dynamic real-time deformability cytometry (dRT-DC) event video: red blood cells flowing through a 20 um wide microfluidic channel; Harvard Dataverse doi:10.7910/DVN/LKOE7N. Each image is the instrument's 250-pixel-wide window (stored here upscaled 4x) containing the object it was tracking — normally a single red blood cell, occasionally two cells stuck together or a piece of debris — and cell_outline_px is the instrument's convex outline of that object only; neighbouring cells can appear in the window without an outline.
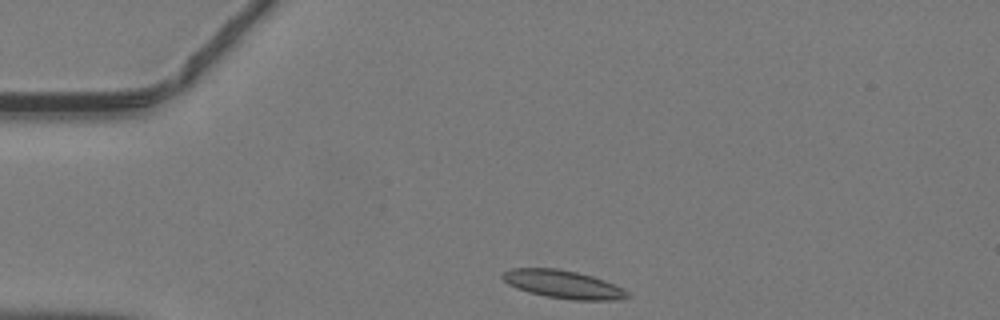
{"species": "common noctule bat (a hibernating species)", "species_latin": "Nyctalus noctula", "temperature_condition": "warm", "stored_images_in_passage": 37, "camera_frame_rate_fps": 3000, "um_per_image_px": 0.085, "animal": {"sex": "male", "body_mass_g": 19.2, "forearm_length_mm": 51.8}, "frame": {"image": 1, "passage_image": 1, "time_ms": 0.0, "image_size_px": [1000, 320], "cell_outline_px": [[632, 296], [620, 300], [576, 300], [548, 296], [528, 292], [516, 288], [508, 284], [500, 276], [504, 272], [512, 268], [556, 268], [576, 272], [592, 276], [604, 280], [628, 292]], "centroid_in_image_um": [47.86, 24.17], "position_along_channel_um": 37.1, "area_um2": 20.23}}
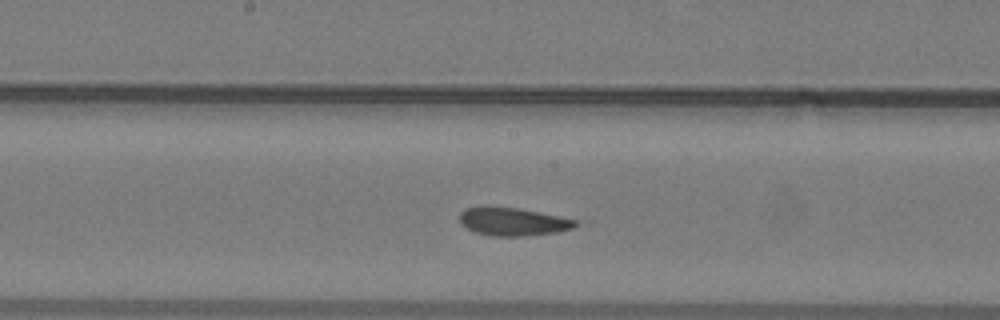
{"frame": {"image": 2, "passage_image": 15, "time_ms": 4.667, "image_size_px": [1000, 320], "cell_outline_px": [[580, 224], [572, 228], [556, 232], [520, 236], [492, 236], [476, 232], [468, 228], [460, 220], [460, 212], [464, 208], [484, 204], [488, 204], [520, 208], [560, 216], [576, 220]], "centroid_in_image_um": [43.56, 18.79], "position_along_channel_um": 204.6, "area_um2": 19.31}}
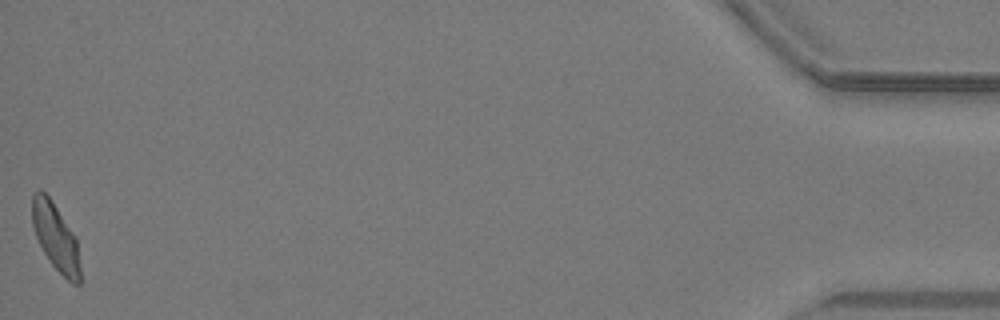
{"frame": {"image": 3, "passage_image": 37, "time_ms": 12.0, "image_size_px": [1000, 320], "cell_outline_px": [[80, 284], [72, 284], [52, 264], [44, 252], [36, 236], [32, 224], [32, 192], [40, 188], [52, 200], [76, 240], [80, 268]], "centroid_in_image_um": [4.7, 20.12], "position_along_channel_um": 430.5, "area_um2": 18.38}}